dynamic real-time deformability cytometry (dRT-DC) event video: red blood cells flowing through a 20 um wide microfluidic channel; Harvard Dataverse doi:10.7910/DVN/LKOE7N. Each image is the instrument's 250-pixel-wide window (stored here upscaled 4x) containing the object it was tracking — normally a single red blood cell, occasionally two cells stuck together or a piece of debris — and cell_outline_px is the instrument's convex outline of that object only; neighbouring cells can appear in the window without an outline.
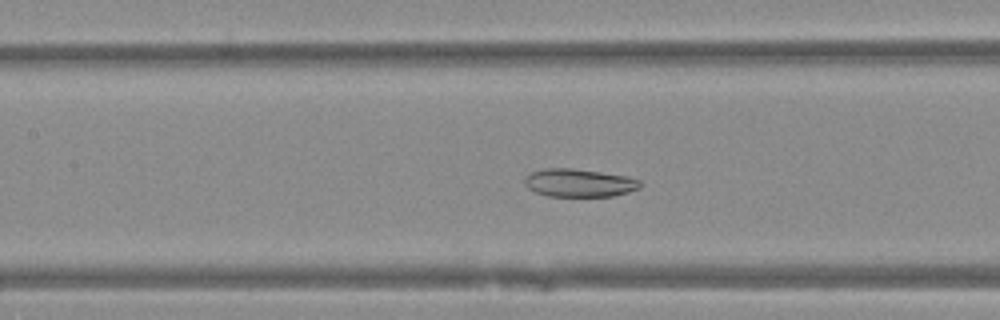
{"species": "Egyptian fruit bat (a non-hibernating species)", "species_latin": "Rousettus aegyptiacus", "temperature_condition": "warm", "stored_images_in_passage": 51, "camera_frame_rate_fps": 3000, "um_per_image_px": 0.085, "animal": {"sex": "female"}, "frame": {"image": 1, "passage_image": 24, "time_ms": 7.667, "image_size_px": [1000, 320], "cell_outline_px": [[644, 184], [640, 188], [628, 192], [612, 196], [548, 196], [536, 192], [528, 188], [524, 184], [524, 180], [532, 172], [548, 168], [572, 168], [628, 176], [640, 180]], "centroid_in_image_um": [49.28, 15.54], "position_along_channel_um": 158.1, "area_um2": 18.84}}
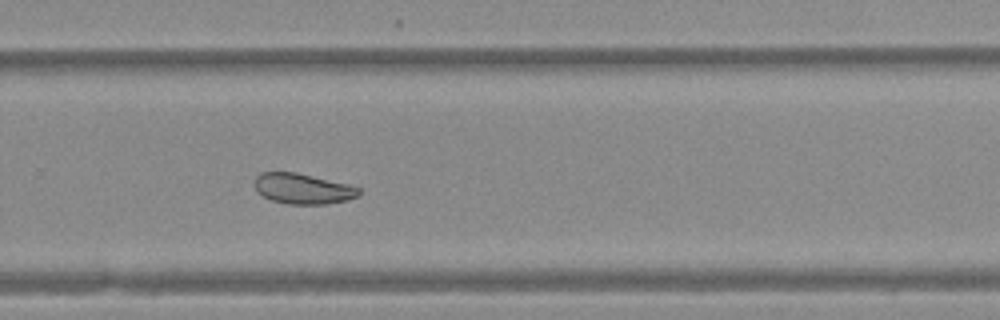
{"frame": {"image": 2, "passage_image": 35, "time_ms": 11.333, "image_size_px": [1000, 320], "cell_outline_px": [[360, 196], [348, 200], [328, 204], [288, 204], [272, 200], [256, 192], [256, 176], [260, 172], [296, 172], [348, 184], [360, 188]], "centroid_in_image_um": [25.77, 16.04], "position_along_channel_um": 304.0, "area_um2": 18.55}}
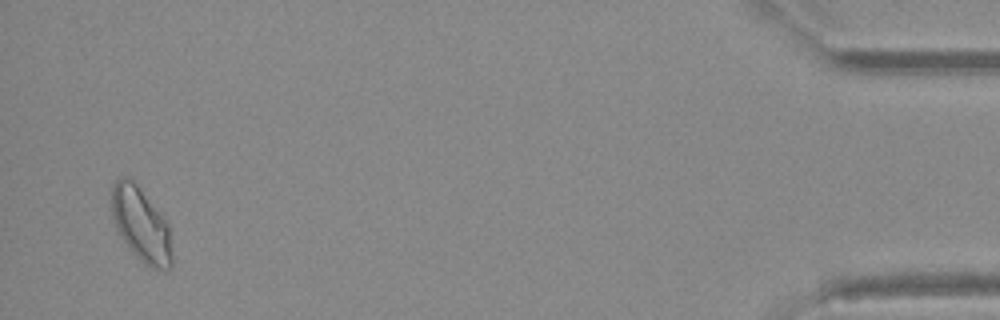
{"frame": {"image": 3, "passage_image": 50, "time_ms": 16.333, "image_size_px": [1000, 320], "cell_outline_px": [[172, 268], [152, 268], [144, 264], [132, 252], [120, 236], [116, 228], [112, 216], [112, 184], [120, 176], [132, 176], [168, 224], [172, 256]], "centroid_in_image_um": [11.97, 19.04], "position_along_channel_um": 423.2, "area_um2": 26.13}}